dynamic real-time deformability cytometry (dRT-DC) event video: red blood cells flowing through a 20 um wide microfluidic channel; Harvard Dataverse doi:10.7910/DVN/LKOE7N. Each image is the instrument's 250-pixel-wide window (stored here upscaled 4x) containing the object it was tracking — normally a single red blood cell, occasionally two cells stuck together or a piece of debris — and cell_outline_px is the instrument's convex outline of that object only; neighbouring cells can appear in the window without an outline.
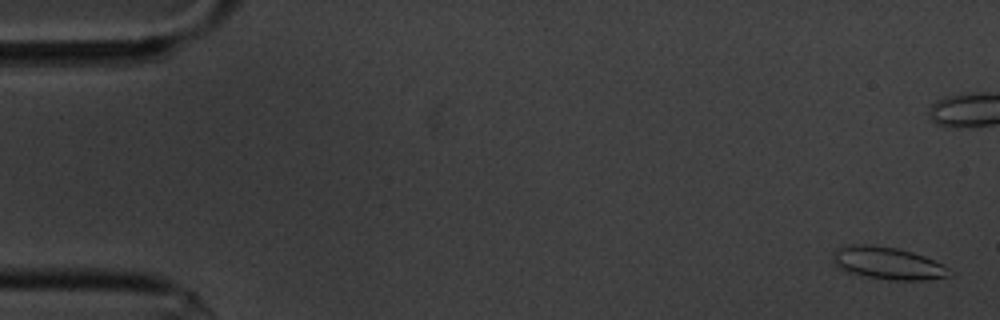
{"species": "common noctule bat (a hibernating species)", "species_latin": "Nyctalus noctula", "temperature_condition": "cold", "stored_images_in_passage": 6, "camera_frame_rate_fps": 3000, "um_per_image_px": 0.085, "animal": {"sex": "male", "body_mass_g": 20.1, "forearm_length_mm": 53.5}, "frame": {"image": 1, "passage_image": 1, "time_ms": 0.0, "image_size_px": [1000, 320], "cell_outline_px": [[952, 276], [924, 280], [888, 280], [864, 276], [848, 272], [836, 268], [832, 256], [836, 248], [852, 244], [872, 244], [896, 248], [912, 252], [924, 256], [944, 264], [952, 272]], "centroid_in_image_um": [75.45, 22.37], "position_along_channel_um": 9.5, "area_um2": 22.31}}